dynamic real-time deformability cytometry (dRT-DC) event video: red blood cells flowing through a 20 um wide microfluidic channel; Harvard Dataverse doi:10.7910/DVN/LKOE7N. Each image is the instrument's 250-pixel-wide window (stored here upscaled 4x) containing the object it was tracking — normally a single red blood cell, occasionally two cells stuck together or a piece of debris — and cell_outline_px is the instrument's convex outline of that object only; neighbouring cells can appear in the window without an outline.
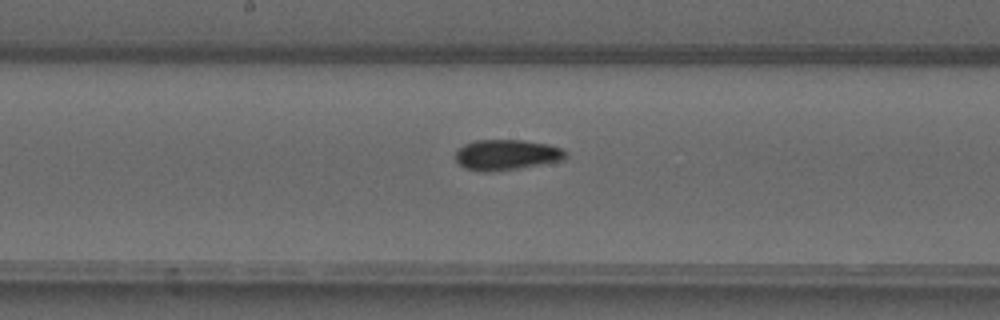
{"species": "common noctule bat (a hibernating species)", "species_latin": "Nyctalus noctula", "temperature_condition": "warm", "stored_images_in_passage": 34, "camera_frame_rate_fps": 3000, "um_per_image_px": 0.085, "animal": {"sex": "male", "forearm_length_mm": 52.5}, "frame": {"image": 1, "passage_image": 13, "time_ms": 4.0, "image_size_px": [1000, 320], "cell_outline_px": [[568, 156], [564, 160], [516, 168], [488, 172], [484, 172], [464, 168], [456, 160], [456, 152], [464, 144], [472, 140], [524, 140], [548, 144], [560, 148], [568, 152]], "centroid_in_image_um": [43.06, 13.15], "position_along_channel_um": 205.1, "area_um2": 19.54}}
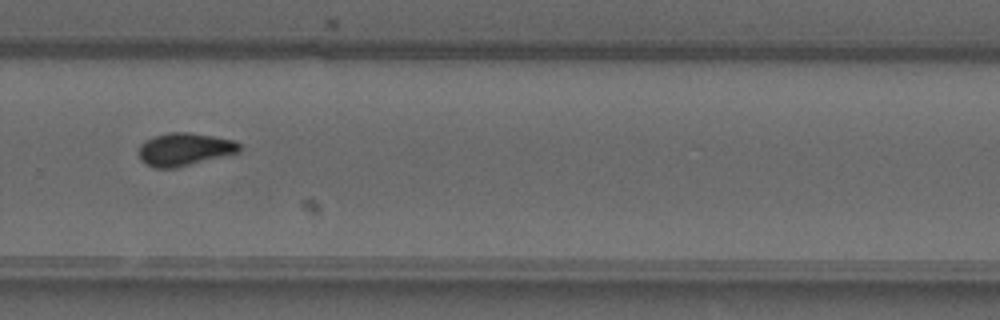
{"frame": {"image": 2, "passage_image": 21, "time_ms": 6.667, "image_size_px": [1000, 320], "cell_outline_px": [[240, 152], [232, 156], [176, 168], [156, 168], [144, 164], [140, 160], [140, 144], [144, 140], [152, 136], [168, 132], [188, 132], [212, 136], [232, 140], [240, 144]], "centroid_in_image_um": [15.71, 12.71], "position_along_channel_um": 314.1, "area_um2": 19.77}}
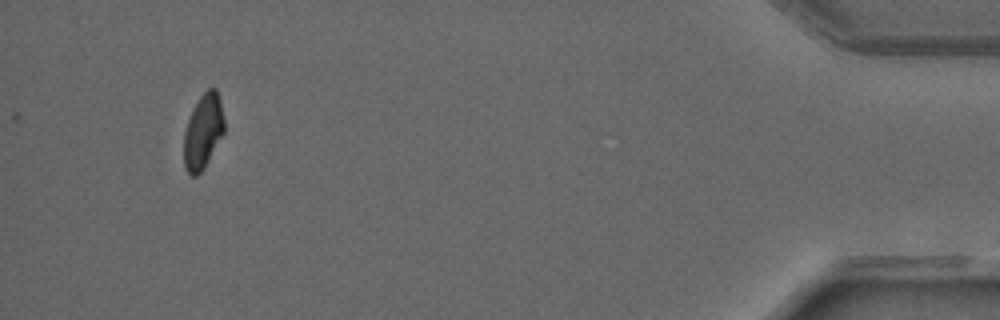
{"frame": {"image": 3, "passage_image": 34, "time_ms": 11.0, "image_size_px": [1000, 320], "cell_outline_px": [[224, 132], [204, 168], [196, 176], [192, 176], [184, 168], [184, 132], [188, 120], [200, 96], [208, 88], [216, 88], [220, 100], [224, 120]], "centroid_in_image_um": [17.26, 11.19], "position_along_channel_um": 417.9, "area_um2": 17.34}, "authors_computed_cell_mechanics": {"area_um2": 19.2474, "velocity_mm_per_s": 4.1075, "shape_relaxation_time_tau1_ms": null, "shape_relaxation_time_tau2_ms": 1.3763, "deformation_change_tau1": null, "deformation_change_tau2": 0.0637}}